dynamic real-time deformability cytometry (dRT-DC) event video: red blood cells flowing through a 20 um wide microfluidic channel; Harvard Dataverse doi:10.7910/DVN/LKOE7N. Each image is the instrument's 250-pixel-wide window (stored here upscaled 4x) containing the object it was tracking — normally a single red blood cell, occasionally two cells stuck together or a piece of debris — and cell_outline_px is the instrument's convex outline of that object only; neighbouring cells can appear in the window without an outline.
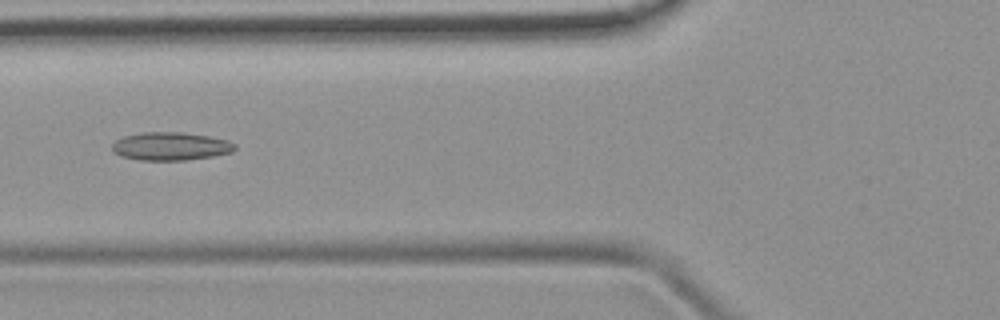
{"species": "common noctule bat (a hibernating species)", "species_latin": "Nyctalus noctula", "temperature_condition": "room temperature", "stored_images_in_passage": 48, "camera_frame_rate_fps": 3000, "um_per_image_px": 0.085, "animal": {"sex": "female", "body_mass_g": 19.9}, "frame": {"image": 1, "passage_image": 18, "time_ms": 5.667, "image_size_px": [1000, 320], "cell_outline_px": [[236, 148], [232, 152], [212, 156], [184, 160], [140, 160], [120, 156], [112, 148], [112, 144], [116, 140], [124, 136], [144, 132], [184, 132], [208, 136], [228, 140], [236, 144]], "centroid_in_image_um": [14.52, 12.43], "position_along_channel_um": 111.3, "area_um2": 20.06}}
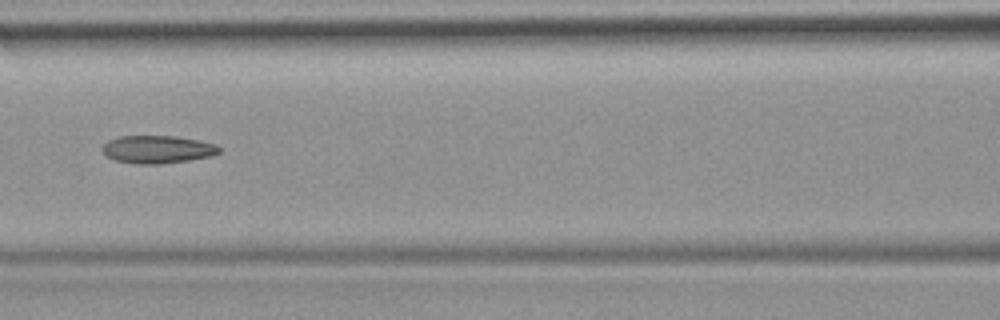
{"frame": {"image": 2, "passage_image": 21, "time_ms": 6.667, "image_size_px": [1000, 320], "cell_outline_px": [[220, 152], [212, 156], [188, 160], [160, 164], [140, 164], [116, 160], [108, 156], [100, 148], [108, 140], [120, 136], [176, 136], [216, 144], [220, 148]], "centroid_in_image_um": [13.39, 12.69], "position_along_channel_um": 153.2, "area_um2": 18.79}}
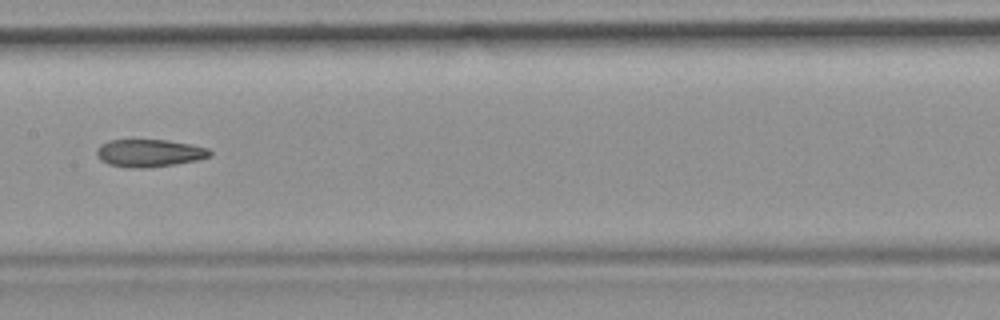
{"frame": {"image": 3, "passage_image": 24, "time_ms": 7.667, "image_size_px": [1000, 320], "cell_outline_px": [[212, 156], [196, 160], [148, 168], [128, 168], [108, 164], [100, 160], [96, 156], [96, 148], [100, 144], [108, 140], [168, 140], [192, 144], [208, 148], [212, 152]], "centroid_in_image_um": [12.66, 13.01], "position_along_channel_um": 194.7, "area_um2": 18.38}}